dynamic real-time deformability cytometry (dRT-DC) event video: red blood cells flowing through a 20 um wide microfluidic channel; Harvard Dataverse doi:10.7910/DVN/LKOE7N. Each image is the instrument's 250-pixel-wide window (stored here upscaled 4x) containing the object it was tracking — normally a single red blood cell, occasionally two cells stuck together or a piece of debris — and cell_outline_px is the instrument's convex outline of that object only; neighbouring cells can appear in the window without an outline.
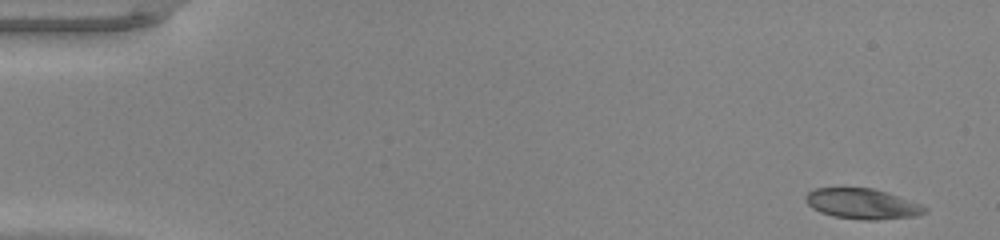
{"species": "common noctule bat (a hibernating species)", "species_latin": "Nyctalus noctula", "temperature_condition": "warm", "stored_images_in_passage": 46, "camera_frame_rate_fps": 3000, "um_per_image_px": 0.085, "animal": {"sex": "male", "body_mass_g": 20.0, "forearm_length_mm": 53.3}, "frame": {"image": 1, "passage_image": 1, "time_ms": 0.0, "image_size_px": [1000, 240], "cell_outline_px": [[928, 212], [916, 216], [876, 220], [864, 220], [832, 216], [820, 212], [812, 208], [804, 200], [804, 196], [808, 192], [816, 188], [872, 188], [920, 204], [928, 208]], "centroid_in_image_um": [73.27, 17.33], "position_along_channel_um": 11.7, "area_um2": 20.98}}
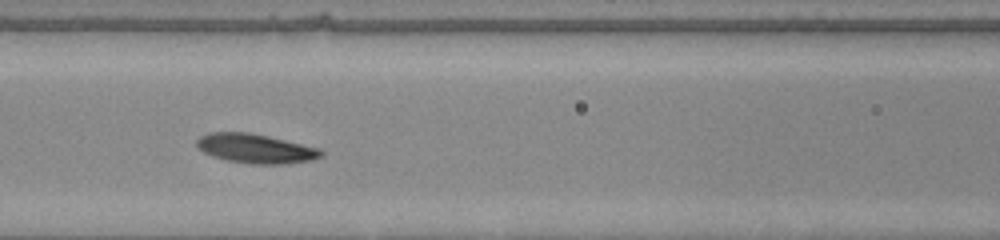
{"frame": {"image": 2, "passage_image": 20, "time_ms": 6.333, "image_size_px": [1000, 240], "cell_outline_px": [[324, 156], [312, 160], [284, 164], [252, 164], [224, 160], [212, 156], [204, 152], [196, 144], [196, 140], [200, 136], [208, 132], [248, 132], [268, 136], [320, 148], [324, 152]], "centroid_in_image_um": [21.74, 12.63], "position_along_channel_um": 144.9, "area_um2": 21.39}}
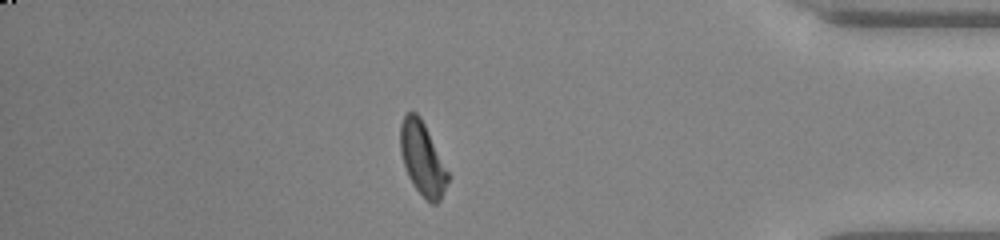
{"frame": {"image": 3, "passage_image": 40, "time_ms": 13.0, "image_size_px": [1000, 240], "cell_outline_px": [[448, 180], [440, 200], [436, 204], [432, 204], [412, 184], [408, 176], [400, 152], [400, 124], [404, 116], [408, 112], [416, 112], [420, 116], [448, 172]], "centroid_in_image_um": [35.88, 13.47], "position_along_channel_um": 399.3, "area_um2": 19.77}, "authors_computed_cell_mechanics": {"area_um2": 20.8658, "velocity_mm_per_s": 4.3037, "shape_relaxation_time_tau1_ms": 5.7375, "shape_relaxation_time_tau2_ms": 2.5332, "deformation_change_tau1": 0.1509, "deformation_change_tau2": 0.1133}}